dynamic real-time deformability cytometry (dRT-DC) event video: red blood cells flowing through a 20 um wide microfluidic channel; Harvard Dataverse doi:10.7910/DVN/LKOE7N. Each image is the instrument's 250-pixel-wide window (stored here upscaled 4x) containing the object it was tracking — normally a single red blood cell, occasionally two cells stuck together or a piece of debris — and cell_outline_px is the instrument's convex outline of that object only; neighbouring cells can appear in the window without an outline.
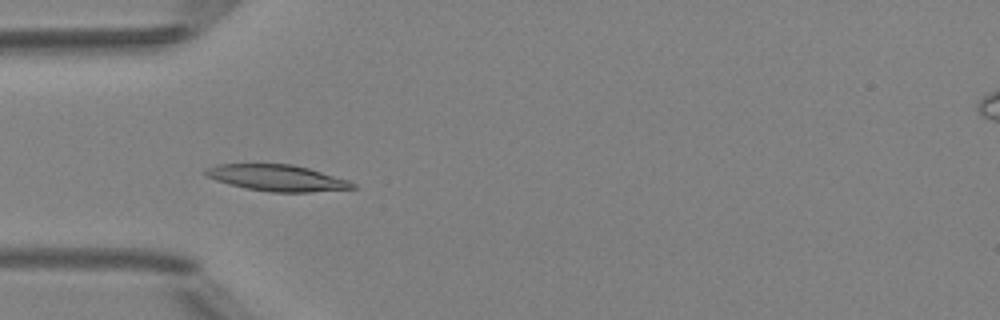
{"species": "Egyptian fruit bat (a non-hibernating species)", "species_latin": "Rousettus aegyptiacus", "temperature_condition": "room temperature", "stored_images_in_passage": 6, "camera_frame_rate_fps": 3000, "um_per_image_px": 0.085, "animal": {"sex": "female"}, "frame": {"image": 1, "passage_image": 4, "time_ms": 4.333, "image_size_px": [1000, 320], "cell_outline_px": [[356, 188], [308, 192], [272, 192], [244, 188], [216, 180], [208, 176], [204, 172], [208, 168], [216, 164], [292, 164], [308, 168], [348, 180], [356, 184]], "centroid_in_image_um": [23.56, 15.12], "position_along_channel_um": 61.4, "area_um2": 22.25}}
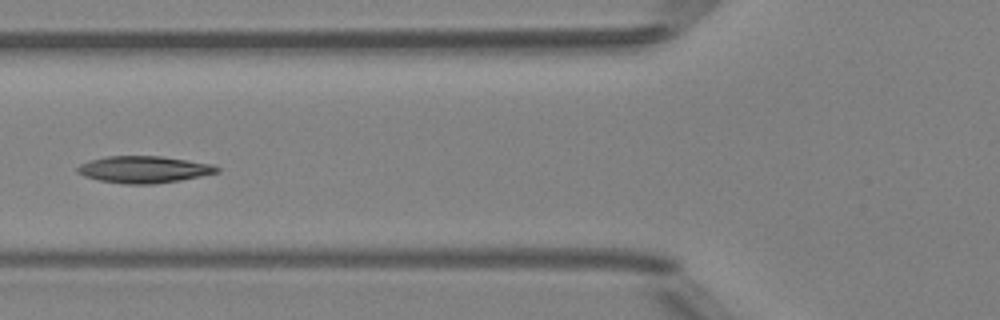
{"frame": {"image": 2, "passage_image": 5, "time_ms": 5.667, "image_size_px": [1000, 320], "cell_outline_px": [[220, 172], [180, 180], [152, 184], [124, 184], [100, 180], [84, 176], [76, 172], [76, 168], [80, 164], [104, 156], [160, 156], [212, 164], [220, 168]], "centroid_in_image_um": [12.22, 14.4], "position_along_channel_um": 113.6, "area_um2": 21.73}}
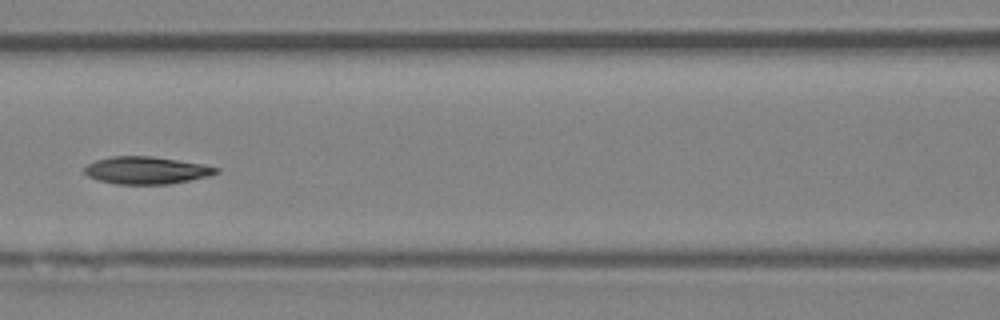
{"frame": {"image": 3, "passage_image": 6, "time_ms": 6.667, "image_size_px": [1000, 320], "cell_outline_px": [[220, 172], [208, 176], [168, 184], [116, 184], [100, 180], [88, 176], [84, 172], [84, 168], [88, 164], [96, 160], [112, 156], [152, 156], [204, 164], [220, 168]], "centroid_in_image_um": [12.46, 14.47], "position_along_channel_um": 154.1, "area_um2": 20.92}}